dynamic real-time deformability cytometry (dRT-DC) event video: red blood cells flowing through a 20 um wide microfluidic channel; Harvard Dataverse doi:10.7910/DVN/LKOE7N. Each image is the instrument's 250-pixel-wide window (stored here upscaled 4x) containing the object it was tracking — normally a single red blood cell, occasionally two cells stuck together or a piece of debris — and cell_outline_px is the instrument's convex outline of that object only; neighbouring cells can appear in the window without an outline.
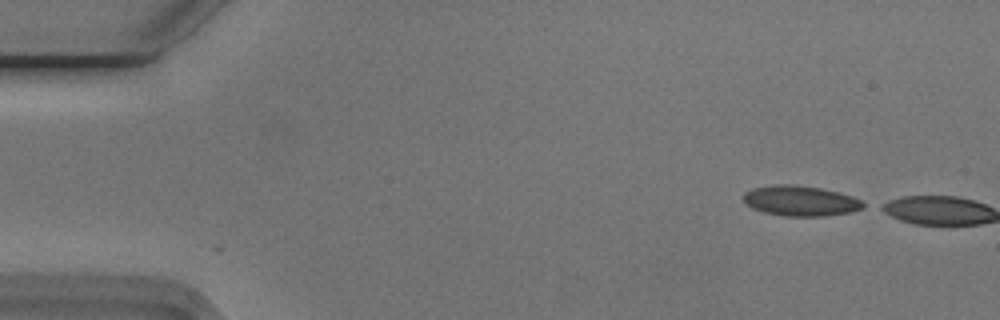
{"species": "Egyptian fruit bat (a non-hibernating species)", "species_latin": "Rousettus aegyptiacus", "temperature_condition": "cold", "stored_images_in_passage": 4, "camera_frame_rate_fps": 3000, "um_per_image_px": 0.085, "animal": {"sex": "male"}, "frame": {"image": 1, "passage_image": 1, "time_ms": 0.0, "image_size_px": [1000, 320], "cell_outline_px": [[868, 204], [864, 208], [852, 212], [824, 216], [784, 216], [764, 212], [752, 208], [744, 200], [744, 192], [752, 188], [776, 184], [792, 184], [820, 188], [840, 192], [852, 196]], "centroid_in_image_um": [68.08, 17.07], "position_along_channel_um": 16.9, "area_um2": 21.27}}